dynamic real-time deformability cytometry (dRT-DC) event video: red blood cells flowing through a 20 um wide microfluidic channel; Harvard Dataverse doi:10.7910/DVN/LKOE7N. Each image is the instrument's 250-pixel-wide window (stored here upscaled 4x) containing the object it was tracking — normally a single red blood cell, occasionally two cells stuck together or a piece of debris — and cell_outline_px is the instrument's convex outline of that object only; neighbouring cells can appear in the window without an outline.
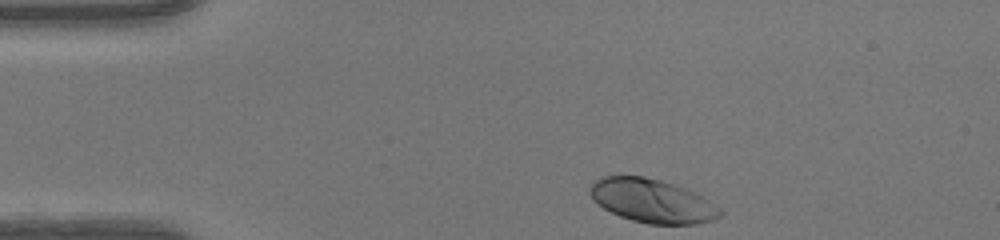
{"species": "human", "species_latin": "Homo sapiens", "temperature_condition": "warm", "stored_images_in_passage": 33, "camera_frame_rate_fps": 3000, "um_per_image_px": 0.085, "donor": {"sex": "female"}, "frame": {"image": 1, "passage_image": 1, "time_ms": 0.0, "image_size_px": [1000, 240], "cell_outline_px": [[724, 212], [720, 216], [712, 220], [696, 224], [648, 224], [632, 220], [620, 216], [604, 208], [592, 200], [588, 192], [592, 184], [596, 180], [604, 176], [644, 176], [660, 180], [684, 188], [708, 200], [720, 208]], "centroid_in_image_um": [55.41, 17.08], "position_along_channel_um": 29.6, "area_um2": 32.83}}
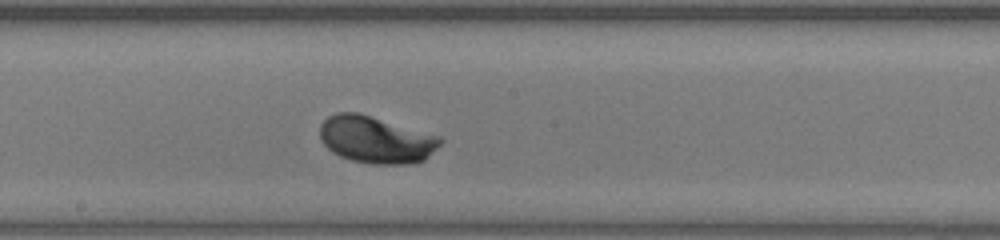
{"frame": {"image": 2, "passage_image": 19, "time_ms": 6.0, "image_size_px": [1000, 240], "cell_outline_px": [[444, 140], [424, 160], [412, 164], [372, 164], [352, 160], [340, 156], [332, 152], [320, 140], [320, 124], [328, 116], [336, 112], [356, 112], [440, 136]], "centroid_in_image_um": [31.94, 11.88], "position_along_channel_um": 216.3, "area_um2": 32.83}}
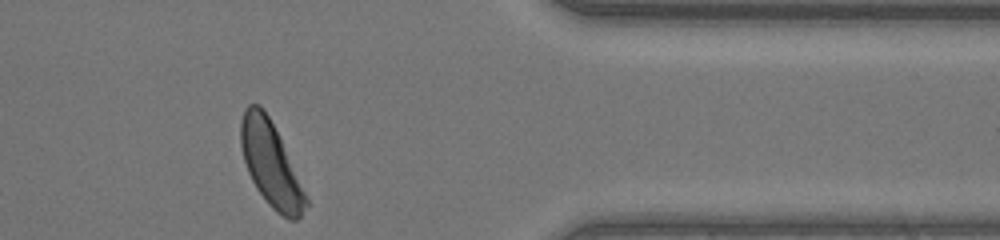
{"frame": {"image": 3, "passage_image": 33, "time_ms": 10.667, "image_size_px": [1000, 240], "cell_outline_px": [[308, 204], [300, 216], [296, 220], [288, 220], [276, 212], [268, 204], [256, 188], [248, 172], [244, 160], [240, 144], [240, 120], [244, 108], [248, 104], [260, 104], [264, 108], [280, 140], [308, 200]], "centroid_in_image_um": [22.97, 13.95], "position_along_channel_um": 388.4, "area_um2": 31.33}, "authors_computed_cell_mechanics": {"area_um2": 32.4836, "velocity_mm_per_s": 4.1185, "shape_relaxation_time_tau1_ms": 1.6198, "shape_relaxation_time_tau2_ms": null, "deformation_change_tau1": 0.1294, "deformation_change_tau2": null}}